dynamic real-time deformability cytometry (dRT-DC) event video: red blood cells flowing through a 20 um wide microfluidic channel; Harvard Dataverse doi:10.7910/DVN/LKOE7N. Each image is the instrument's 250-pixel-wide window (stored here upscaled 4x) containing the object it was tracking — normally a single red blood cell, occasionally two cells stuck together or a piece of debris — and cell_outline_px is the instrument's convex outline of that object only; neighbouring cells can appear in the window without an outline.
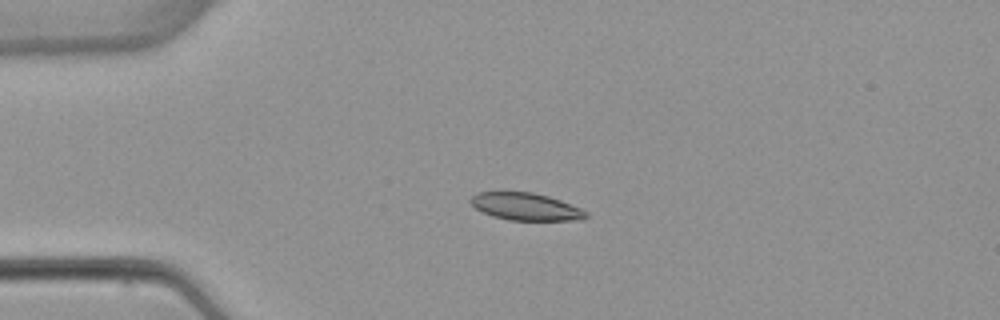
{"species": "common noctule bat (a hibernating species)", "species_latin": "Nyctalus noctula", "temperature_condition": "warm", "stored_images_in_passage": 4, "camera_frame_rate_fps": 3000, "um_per_image_px": 0.085, "animal": {"sex": "female", "body_mass_g": 22.7, "forearm_length_mm": 54.2}, "frame": {"image": 1, "passage_image": 3, "time_ms": 2.667, "image_size_px": [1000, 320], "cell_outline_px": [[588, 216], [584, 220], [508, 220], [492, 216], [476, 208], [468, 200], [476, 192], [504, 188], [532, 192], [548, 196], [560, 200], [580, 208], [588, 212]], "centroid_in_image_um": [44.62, 17.51], "position_along_channel_um": 40.4, "area_um2": 19.19}}